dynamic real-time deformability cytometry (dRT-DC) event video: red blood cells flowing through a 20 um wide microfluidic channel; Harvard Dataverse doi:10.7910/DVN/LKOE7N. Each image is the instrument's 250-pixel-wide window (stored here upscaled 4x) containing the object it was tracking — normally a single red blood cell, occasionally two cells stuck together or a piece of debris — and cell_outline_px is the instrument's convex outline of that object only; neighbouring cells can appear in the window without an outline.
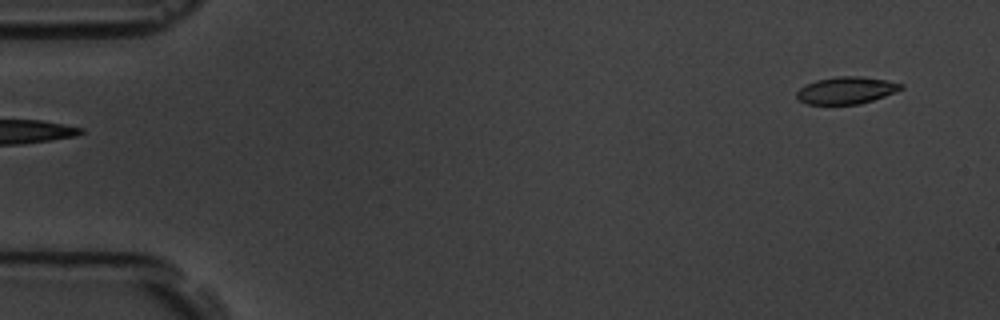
{"species": "common noctule bat (a hibernating species)", "species_latin": "Nyctalus noctula", "temperature_condition": "room temperature", "stored_images_in_passage": 5, "segment_of_instrument_passage": [2, 2], "camera_frame_rate_fps": 3000, "um_per_image_px": 0.085, "animal": {"sex": "male", "body_mass_g": 19.5, "forearm_length_mm": 54.6}, "frame": {"image": 1, "passage_image": 5, "time_ms": 5.333, "image_size_px": [1000, 320], "cell_outline_px": [[904, 88], [884, 96], [860, 104], [808, 104], [800, 100], [796, 96], [796, 92], [804, 84], [816, 80], [836, 76], [860, 76], [888, 80], [904, 84]], "centroid_in_image_um": [71.93, 7.66], "position_along_channel_um": 13.1, "area_um2": 16.53}}